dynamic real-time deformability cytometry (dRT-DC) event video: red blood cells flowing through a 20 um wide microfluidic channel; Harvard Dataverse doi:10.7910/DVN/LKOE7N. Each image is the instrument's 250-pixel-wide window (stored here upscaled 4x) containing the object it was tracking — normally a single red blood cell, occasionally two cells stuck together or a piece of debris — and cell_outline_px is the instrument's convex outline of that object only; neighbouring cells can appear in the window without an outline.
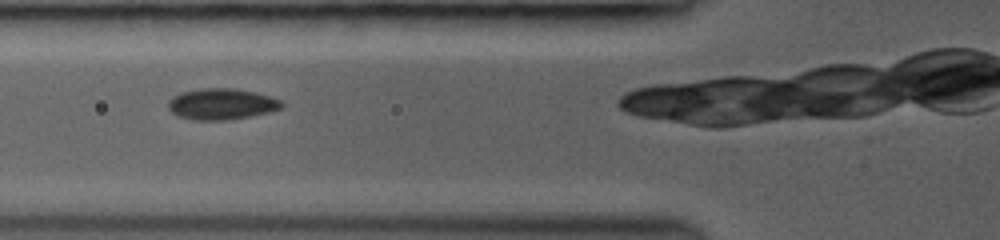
{"species": "common noctule bat (a hibernating species)", "species_latin": "Nyctalus noctula", "temperature_condition": "room temperature", "stored_images_in_passage": 5, "camera_frame_rate_fps": 3000, "um_per_image_px": 0.085, "animal": {"sex": "female", "body_mass_g": 19.0, "forearm_length_mm": 53.3}, "frame": {"image": 1, "passage_image": 2, "time_ms": 1.0, "image_size_px": [1000, 240], "cell_outline_px": [[284, 108], [268, 112], [228, 120], [192, 120], [176, 116], [168, 108], [168, 100], [172, 96], [180, 92], [204, 88], [232, 88], [256, 92], [280, 100], [284, 104]], "centroid_in_image_um": [18.8, 8.84], "position_along_channel_um": 107.0, "area_um2": 20.69}}
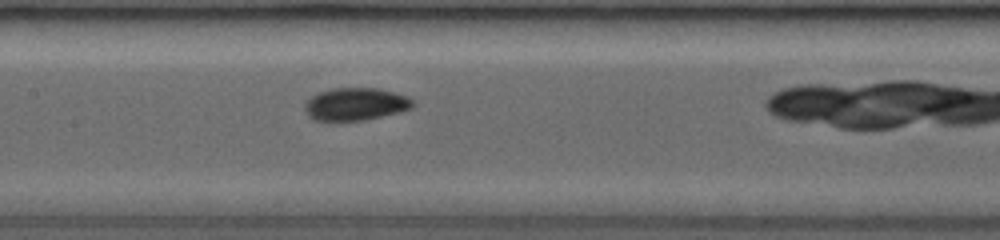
{"frame": {"image": 2, "passage_image": 4, "time_ms": 2.667, "image_size_px": [1000, 240], "cell_outline_px": [[416, 104], [412, 108], [400, 112], [364, 120], [312, 120], [308, 116], [304, 108], [304, 104], [312, 96], [320, 92], [332, 88], [380, 88], [396, 92], [408, 96]], "centroid_in_image_um": [30.26, 8.84], "position_along_channel_um": 177.1, "area_um2": 20.63}}